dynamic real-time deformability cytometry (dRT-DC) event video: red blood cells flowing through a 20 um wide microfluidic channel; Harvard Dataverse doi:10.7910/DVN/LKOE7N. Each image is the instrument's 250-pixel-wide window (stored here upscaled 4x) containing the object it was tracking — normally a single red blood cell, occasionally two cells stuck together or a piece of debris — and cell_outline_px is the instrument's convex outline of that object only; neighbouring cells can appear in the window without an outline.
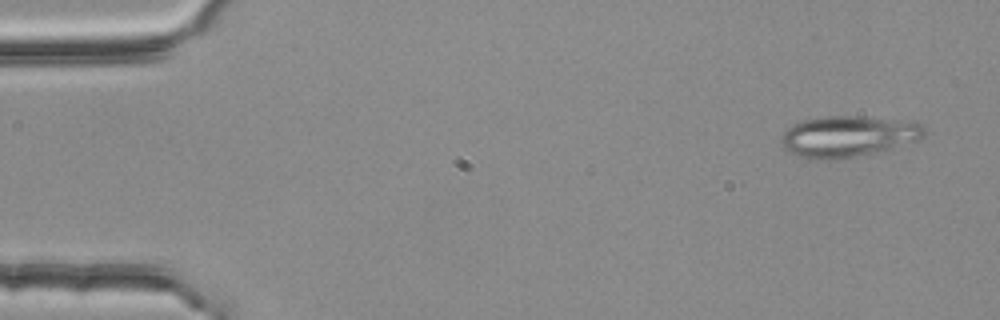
{"species": "common noctule bat (a hibernating species)", "species_latin": "Nyctalus noctula", "temperature_condition": "room temperature", "stored_images_in_passage": 4, "camera_frame_rate_fps": 3000, "um_per_image_px": 0.085, "animal": {"sex": "female", "body_mass_g": 25.1}, "frame": {"image": 1, "passage_image": 1, "time_ms": 0.0, "image_size_px": [1000, 320], "cell_outline_px": [[928, 132], [920, 140], [892, 148], [832, 160], [812, 160], [800, 156], [784, 148], [780, 140], [784, 132], [792, 124], [800, 120], [824, 116], [856, 116], [900, 120], [920, 124]], "centroid_in_image_um": [72.07, 11.58], "position_along_channel_um": 12.9, "area_um2": 34.1}}